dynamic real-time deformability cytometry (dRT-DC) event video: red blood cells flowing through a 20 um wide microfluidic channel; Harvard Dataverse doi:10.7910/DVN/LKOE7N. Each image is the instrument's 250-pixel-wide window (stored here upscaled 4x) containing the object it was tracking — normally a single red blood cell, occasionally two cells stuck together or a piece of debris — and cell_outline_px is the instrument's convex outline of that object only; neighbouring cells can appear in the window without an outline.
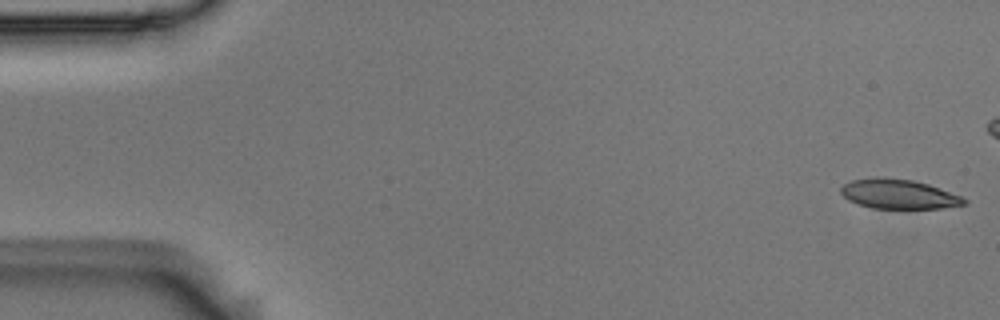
{"species": "Egyptian fruit bat (a non-hibernating species)", "species_latin": "Rousettus aegyptiacus", "temperature_condition": "room temperature", "stored_images_in_passage": 47, "camera_frame_rate_fps": 3000, "um_per_image_px": 0.085, "animal": {"sex": "male"}, "frame": {"image": 1, "passage_image": 1, "time_ms": 0.0, "image_size_px": [1000, 320], "cell_outline_px": [[968, 204], [940, 208], [872, 208], [848, 200], [840, 192], [840, 188], [844, 184], [852, 180], [912, 180], [928, 184], [960, 196], [968, 200]], "centroid_in_image_um": [76.44, 16.54], "position_along_channel_um": 8.6, "area_um2": 20.23}}
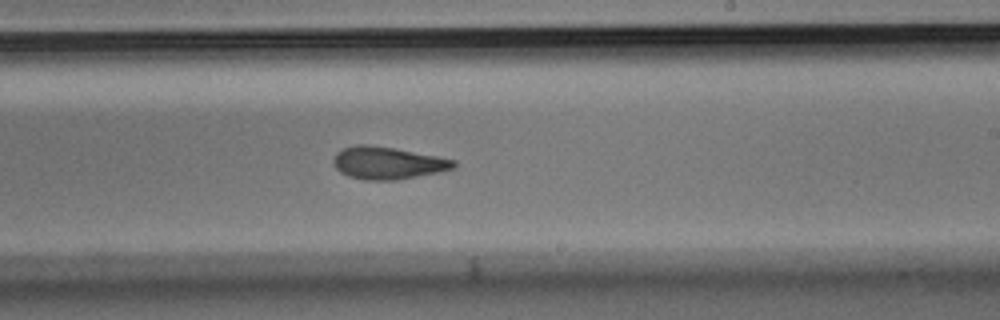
{"frame": {"image": 2, "passage_image": 32, "time_ms": 10.333, "image_size_px": [1000, 320], "cell_outline_px": [[456, 164], [452, 168], [436, 172], [396, 180], [368, 180], [348, 176], [340, 172], [336, 168], [332, 160], [336, 152], [340, 148], [356, 144], [368, 144], [392, 148], [436, 156], [456, 160]], "centroid_in_image_um": [32.87, 13.84], "position_along_channel_um": 256.1, "area_um2": 22.48}}
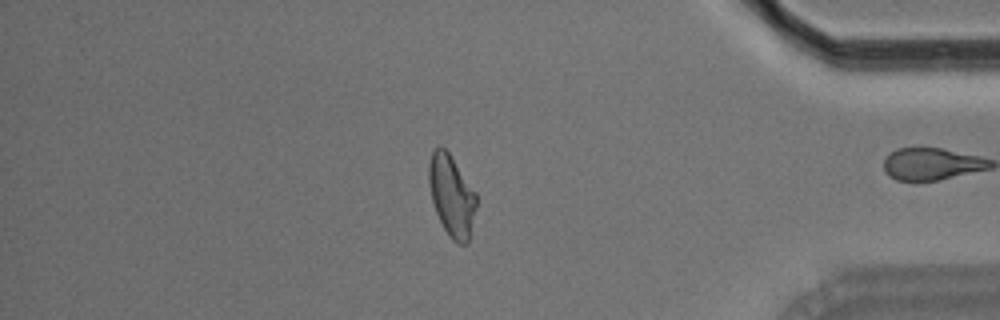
{"frame": {"image": 3, "passage_image": 46, "time_ms": 15.0, "image_size_px": [1000, 320], "cell_outline_px": [[476, 208], [468, 244], [460, 244], [452, 240], [444, 228], [436, 212], [432, 200], [428, 180], [428, 164], [432, 152], [440, 144], [448, 152], [476, 192]], "centroid_in_image_um": [38.39, 16.63], "position_along_channel_um": 396.8, "area_um2": 22.37}, "authors_computed_cell_mechanics": {"area_um2": 22.6576, "velocity_mm_per_s": 3.6883, "shape_relaxation_time_tau1_ms": 6.2362, "shape_relaxation_time_tau2_ms": 3.109, "deformation_change_tau1": 0.1729, "deformation_change_tau2": 0.0974}}